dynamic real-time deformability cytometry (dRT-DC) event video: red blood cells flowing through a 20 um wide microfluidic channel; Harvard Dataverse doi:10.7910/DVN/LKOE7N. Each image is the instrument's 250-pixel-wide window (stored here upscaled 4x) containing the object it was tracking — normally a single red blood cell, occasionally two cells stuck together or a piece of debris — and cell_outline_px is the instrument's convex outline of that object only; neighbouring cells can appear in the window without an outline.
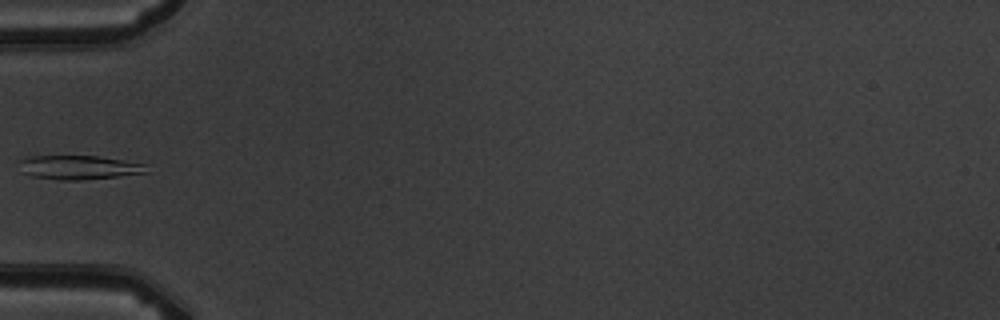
{"species": "common noctule bat (a hibernating species)", "species_latin": "Nyctalus noctula", "temperature_condition": "warm", "stored_images_in_passage": 5, "camera_frame_rate_fps": 3000, "um_per_image_px": 0.085, "animal": {"sex": "male", "body_mass_g": 19.5, "forearm_length_mm": 54.6}, "frame": {"image": 1, "passage_image": 5, "time_ms": 4.667, "image_size_px": [1000, 320], "cell_outline_px": [[148, 172], [116, 176], [80, 180], [60, 180], [32, 176], [20, 172], [20, 160], [32, 156], [96, 156], [124, 160], [148, 164]], "centroid_in_image_um": [6.71, 14.23], "position_along_channel_um": 78.3, "area_um2": 17.74}}